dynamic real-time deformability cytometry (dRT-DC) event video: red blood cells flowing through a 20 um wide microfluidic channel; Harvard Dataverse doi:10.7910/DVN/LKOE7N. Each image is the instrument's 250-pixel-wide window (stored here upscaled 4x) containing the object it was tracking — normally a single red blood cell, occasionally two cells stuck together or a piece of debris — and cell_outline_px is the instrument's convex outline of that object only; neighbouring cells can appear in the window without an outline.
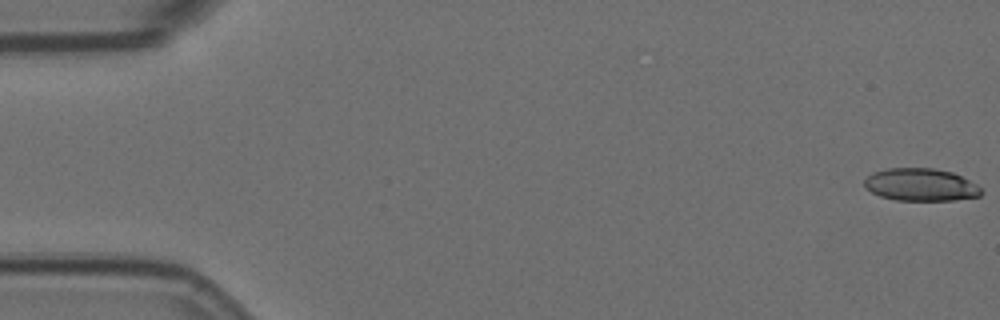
{"species": "Egyptian fruit bat (a non-hibernating species)", "species_latin": "Rousettus aegyptiacus", "temperature_condition": "room temperature", "stored_images_in_passage": 57, "camera_frame_rate_fps": 3000, "um_per_image_px": 0.085, "animal": {"sex": "female"}, "frame": {"image": 1, "passage_image": 1, "time_ms": 0.0, "image_size_px": [1000, 320], "cell_outline_px": [[984, 192], [980, 196], [952, 200], [896, 200], [880, 196], [864, 188], [864, 180], [872, 172], [888, 168], [932, 168], [952, 172], [976, 184]], "centroid_in_image_um": [78.24, 15.7], "position_along_channel_um": 6.8, "area_um2": 22.14}}
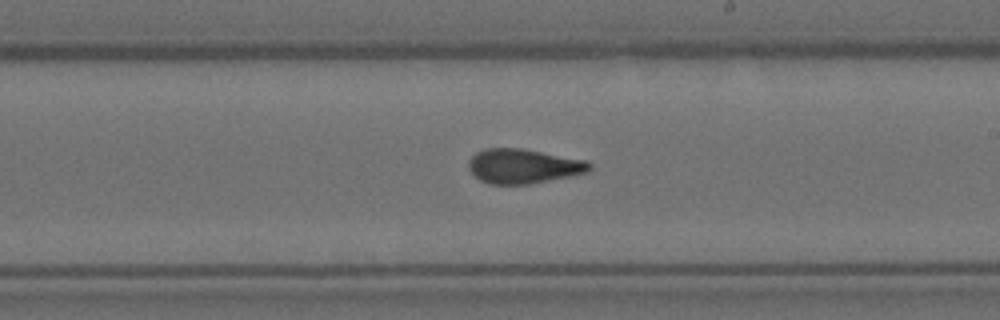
{"frame": {"image": 2, "passage_image": 33, "time_ms": 10.667, "image_size_px": [1000, 320], "cell_outline_px": [[592, 168], [588, 172], [528, 184], [488, 184], [480, 180], [468, 168], [468, 160], [476, 152], [484, 148], [520, 148], [588, 160], [592, 164]], "centroid_in_image_um": [44.48, 14.11], "position_along_channel_um": 244.5, "area_um2": 24.33}}
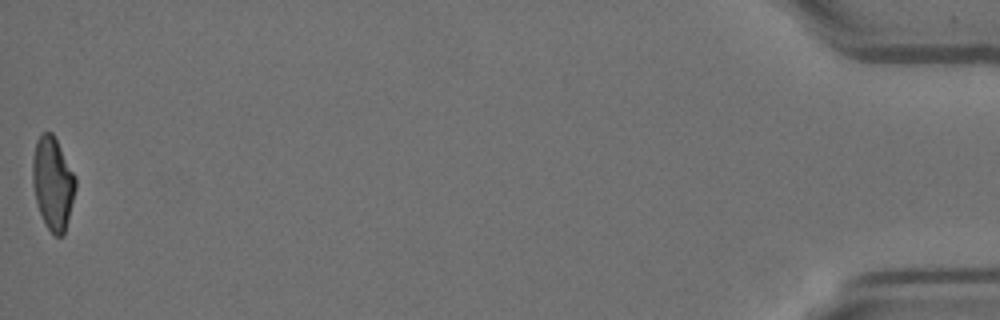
{"frame": {"image": 3, "passage_image": 57, "time_ms": 18.667, "image_size_px": [1000, 320], "cell_outline_px": [[76, 188], [64, 236], [56, 236], [48, 228], [36, 204], [32, 184], [32, 160], [36, 140], [40, 132], [52, 132], [76, 176]], "centroid_in_image_um": [4.48, 15.55], "position_along_channel_um": 430.7, "area_um2": 23.35}, "authors_computed_cell_mechanics": {"area_um2": 23.698, "velocity_mm_per_s": 3.5855, "shape_relaxation_time_tau1_ms": null, "shape_relaxation_time_tau2_ms": 2.2455, "deformation_change_tau1": null, "deformation_change_tau2": 0.0991}}